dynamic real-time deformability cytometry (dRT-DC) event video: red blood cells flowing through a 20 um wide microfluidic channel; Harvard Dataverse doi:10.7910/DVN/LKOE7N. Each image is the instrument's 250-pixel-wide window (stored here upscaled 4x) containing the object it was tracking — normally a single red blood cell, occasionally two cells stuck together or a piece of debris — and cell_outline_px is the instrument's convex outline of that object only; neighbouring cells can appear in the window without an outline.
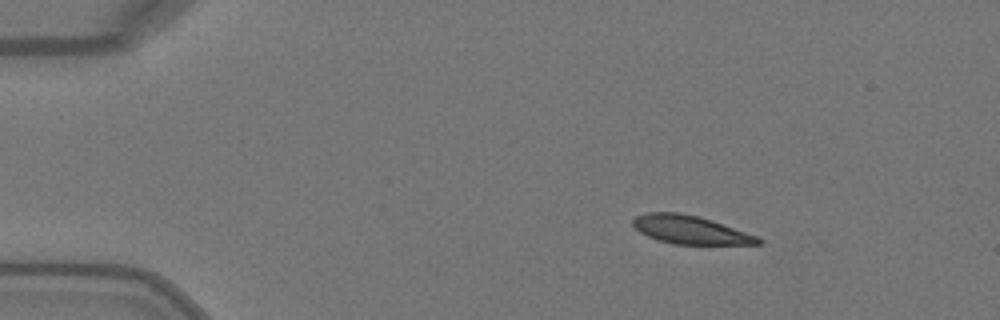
{"species": "Egyptian fruit bat (a non-hibernating species)", "species_latin": "Rousettus aegyptiacus", "temperature_condition": "warm", "stored_images_in_passage": 43, "camera_frame_rate_fps": 3000, "um_per_image_px": 0.085, "animal": {"sex": "female"}, "frame": {"image": 1, "passage_image": 1, "time_ms": 0.0, "image_size_px": [1000, 320], "cell_outline_px": [[764, 240], [760, 244], [672, 244], [648, 236], [640, 232], [632, 224], [632, 220], [636, 216], [648, 212], [680, 212], [712, 220], [760, 236]], "centroid_in_image_um": [58.72, 19.53], "position_along_channel_um": 26.3, "area_um2": 20.69}}
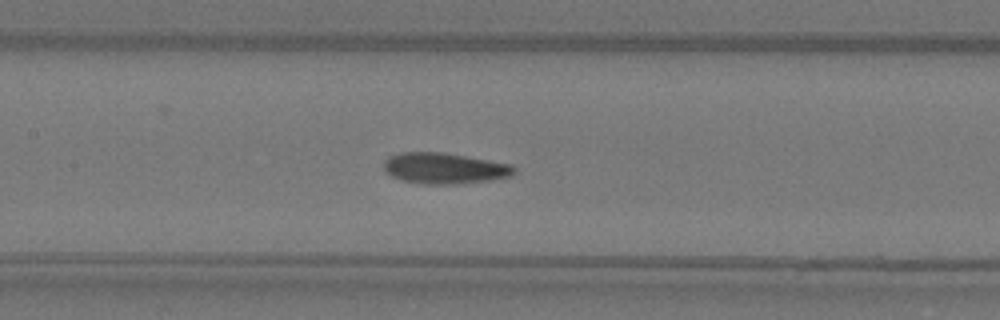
{"frame": {"image": 2, "passage_image": 17, "time_ms": 5.333, "image_size_px": [1000, 320], "cell_outline_px": [[516, 172], [512, 176], [488, 180], [452, 184], [424, 184], [400, 180], [392, 176], [384, 168], [384, 160], [388, 156], [400, 152], [444, 152], [512, 164], [516, 168]], "centroid_in_image_um": [37.78, 14.29], "position_along_channel_um": 169.6, "area_um2": 23.58}}
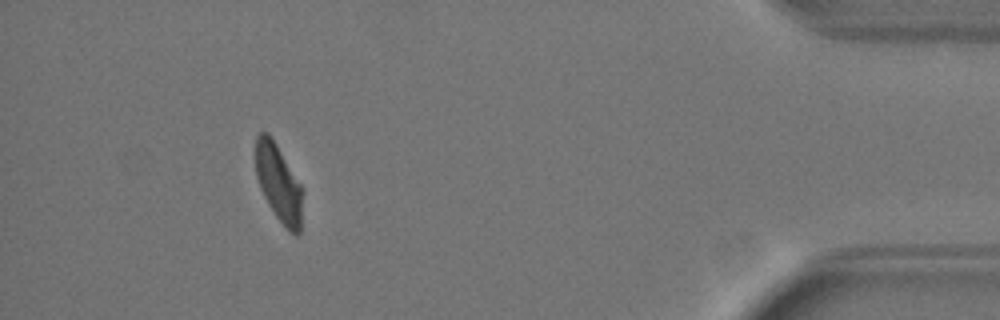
{"frame": {"image": 3, "passage_image": 39, "time_ms": 12.667, "image_size_px": [1000, 320], "cell_outline_px": [[300, 232], [296, 236], [288, 232], [284, 228], [268, 204], [260, 188], [256, 176], [256, 136], [260, 132], [268, 132], [276, 144], [300, 184]], "centroid_in_image_um": [23.64, 15.57], "position_along_channel_um": 411.6, "area_um2": 20.58}, "authors_computed_cell_mechanics": {"area_um2": 22.8888, "velocity_mm_per_s": 4.0589, "shape_relaxation_time_tau1_ms": 3.2323, "shape_relaxation_time_tau2_ms": 1.3623, "deformation_change_tau1": 0.1575, "deformation_change_tau2": 0.0705}}